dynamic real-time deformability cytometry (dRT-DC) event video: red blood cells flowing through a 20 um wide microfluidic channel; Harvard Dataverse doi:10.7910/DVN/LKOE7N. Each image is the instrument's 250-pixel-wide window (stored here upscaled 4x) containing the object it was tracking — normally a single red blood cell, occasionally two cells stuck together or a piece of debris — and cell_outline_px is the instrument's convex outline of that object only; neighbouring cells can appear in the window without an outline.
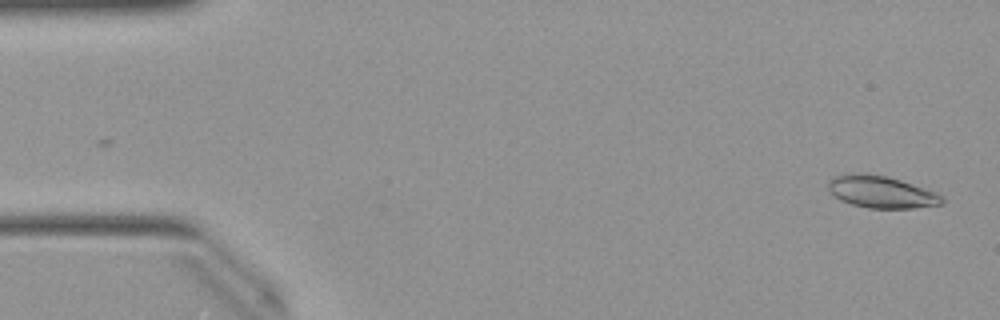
{"species": "Egyptian fruit bat (a non-hibernating species)", "species_latin": "Rousettus aegyptiacus", "temperature_condition": "warm", "stored_images_in_passage": 13, "camera_frame_rate_fps": 3000, "um_per_image_px": 0.085, "animal": {"sex": "female"}, "frame": {"image": 1, "passage_image": 1, "time_ms": 0.0, "image_size_px": [1000, 320], "cell_outline_px": [[944, 200], [940, 204], [912, 208], [868, 208], [852, 204], [840, 200], [828, 188], [828, 180], [832, 176], [852, 172], [860, 172], [888, 176], [900, 180], [932, 192], [940, 196]], "centroid_in_image_um": [74.81, 16.29], "position_along_channel_um": 10.2, "area_um2": 20.98}}
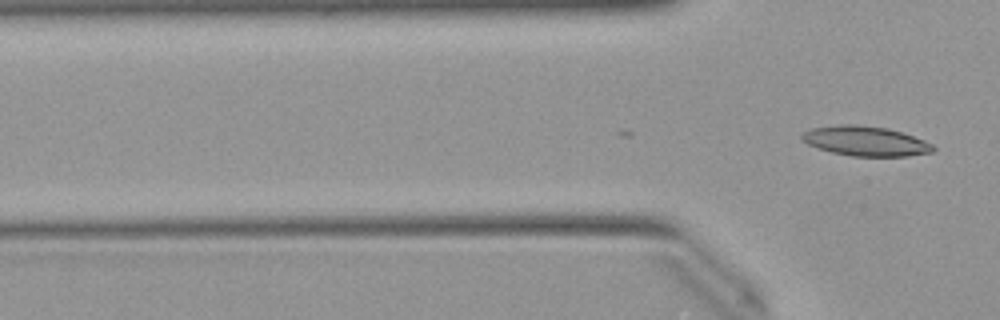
{"frame": {"image": 2, "passage_image": 13, "time_ms": 4.0, "image_size_px": [1000, 320], "cell_outline_px": [[936, 148], [932, 152], [908, 156], [852, 156], [832, 152], [816, 148], [800, 140], [800, 136], [804, 132], [812, 128], [840, 124], [856, 124], [888, 128], [924, 140], [932, 144]], "centroid_in_image_um": [73.54, 11.99], "position_along_channel_um": 52.3, "area_um2": 22.77}}